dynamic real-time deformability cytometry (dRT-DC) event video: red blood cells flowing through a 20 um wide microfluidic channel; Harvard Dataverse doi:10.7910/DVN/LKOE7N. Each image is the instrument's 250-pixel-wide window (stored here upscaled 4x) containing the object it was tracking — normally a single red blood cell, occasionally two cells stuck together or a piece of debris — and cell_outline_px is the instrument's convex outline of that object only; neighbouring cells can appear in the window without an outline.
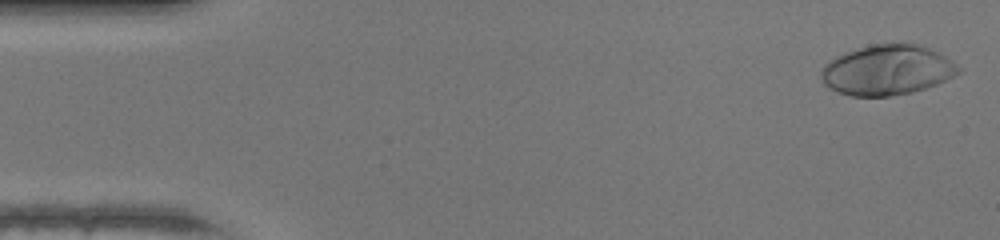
{"species": "human", "species_latin": "Homo sapiens", "temperature_condition": "warm", "stored_images_in_passage": 47, "camera_frame_rate_fps": 3000, "um_per_image_px": 0.085, "donor": {"sex": "female"}, "frame": {"image": 1, "passage_image": 1, "time_ms": 0.0, "image_size_px": [1000, 240], "cell_outline_px": [[964, 68], [960, 72], [936, 84], [912, 92], [888, 96], [852, 96], [828, 88], [820, 80], [820, 72], [824, 64], [828, 60], [844, 52], [868, 44], [916, 44], [928, 48], [952, 60]], "centroid_in_image_um": [75.37, 5.95], "position_along_channel_um": 9.6, "area_um2": 40.17}}
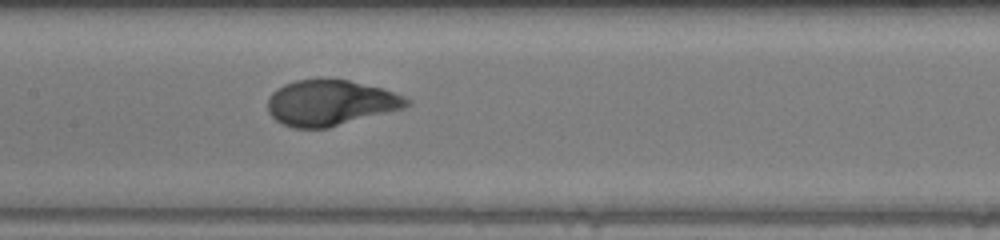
{"frame": {"image": 2, "passage_image": 22, "time_ms": 7.0, "image_size_px": [1000, 240], "cell_outline_px": [[412, 104], [404, 108], [328, 128], [292, 128], [276, 120], [268, 112], [268, 96], [276, 88], [284, 84], [296, 80], [320, 76], [324, 76], [348, 80], [380, 88], [404, 96], [412, 100]], "centroid_in_image_um": [28.06, 8.71], "position_along_channel_um": 179.3, "area_um2": 37.57}}
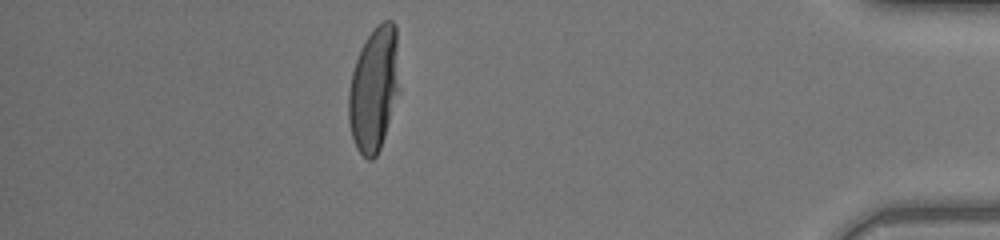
{"frame": {"image": 3, "passage_image": 41, "time_ms": 13.333, "image_size_px": [1000, 240], "cell_outline_px": [[400, 92], [380, 148], [376, 156], [372, 160], [368, 160], [356, 148], [352, 136], [348, 120], [348, 92], [352, 72], [360, 48], [376, 24], [384, 20], [392, 20], [396, 24]], "centroid_in_image_um": [31.8, 7.54], "position_along_channel_um": 403.4, "area_um2": 37.34}, "authors_computed_cell_mechanics": {"area_um2": 37.0498, "velocity_mm_per_s": 4.343, "shape_relaxation_time_tau1_ms": 3.1731, "shape_relaxation_time_tau2_ms": null, "deformation_change_tau1": 0.2245, "deformation_change_tau2": null}}